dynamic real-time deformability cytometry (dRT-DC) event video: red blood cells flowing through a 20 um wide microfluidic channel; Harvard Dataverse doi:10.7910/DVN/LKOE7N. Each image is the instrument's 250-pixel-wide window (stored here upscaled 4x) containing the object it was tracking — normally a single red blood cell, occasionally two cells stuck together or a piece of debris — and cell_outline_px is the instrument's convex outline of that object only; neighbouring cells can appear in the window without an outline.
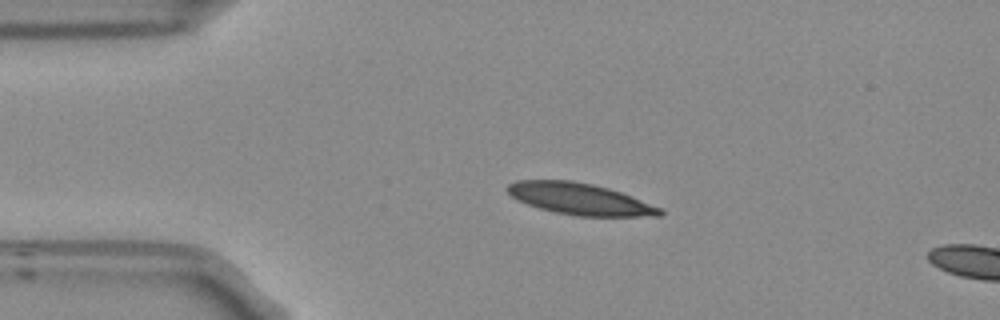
{"species": "Egyptian fruit bat (a non-hibernating species)", "species_latin": "Rousettus aegyptiacus", "temperature_condition": "room temperature", "stored_images_in_passage": 4, "camera_frame_rate_fps": 3000, "um_per_image_px": 0.085, "frame": {"image": 1, "passage_image": 1, "time_ms": 0.0, "image_size_px": [1000, 320], "cell_outline_px": [[664, 212], [660, 216], [576, 216], [556, 212], [540, 208], [516, 200], [504, 188], [508, 184], [516, 180], [572, 180], [592, 184], [608, 188], [620, 192], [664, 208]], "centroid_in_image_um": [49.29, 16.91], "position_along_channel_um": 35.7, "area_um2": 28.09}}